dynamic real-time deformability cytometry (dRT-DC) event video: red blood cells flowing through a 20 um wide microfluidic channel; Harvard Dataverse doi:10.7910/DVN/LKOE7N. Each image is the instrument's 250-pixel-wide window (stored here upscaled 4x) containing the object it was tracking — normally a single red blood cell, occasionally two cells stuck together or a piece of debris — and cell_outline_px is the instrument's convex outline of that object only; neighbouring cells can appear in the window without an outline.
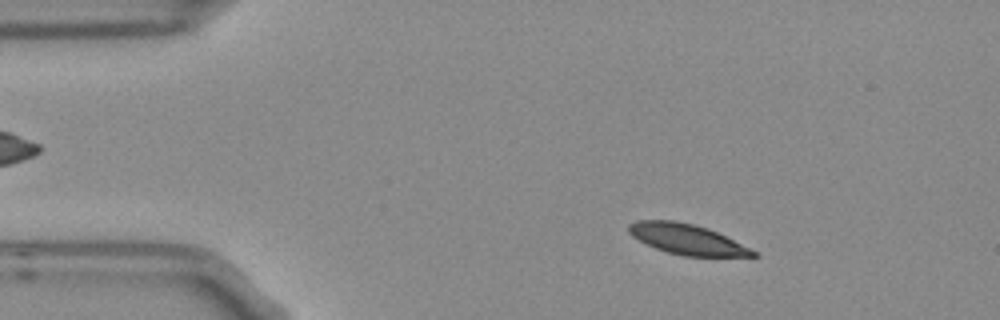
{"species": "Egyptian fruit bat (a non-hibernating species)", "species_latin": "Rousettus aegyptiacus", "temperature_condition": "room temperature", "stored_images_in_passage": 4, "camera_frame_rate_fps": 3000, "um_per_image_px": 0.085, "frame": {"image": 1, "passage_image": 2, "time_ms": 0.333, "image_size_px": [1000, 320], "cell_outline_px": [[760, 256], [684, 256], [668, 252], [656, 248], [632, 236], [628, 232], [628, 224], [636, 220], [676, 220], [708, 228], [756, 252]], "centroid_in_image_um": [58.33, 20.32], "position_along_channel_um": 26.7, "area_um2": 21.56}}
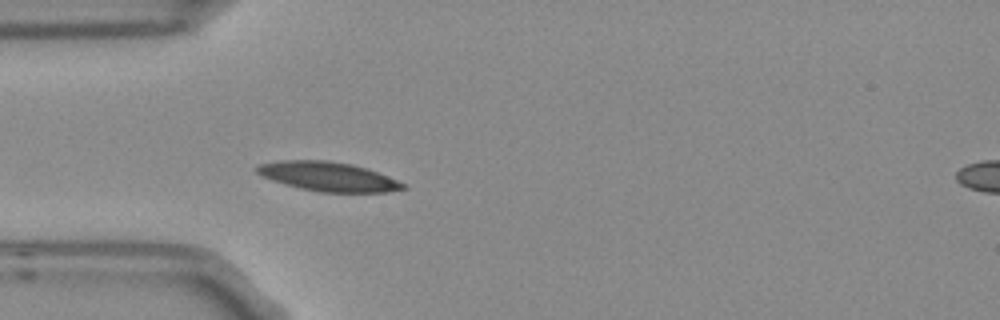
{"frame": {"image": 2, "passage_image": 4, "time_ms": 1.0, "image_size_px": [1000, 320], "cell_outline_px": [[408, 188], [388, 192], [320, 192], [300, 188], [284, 184], [260, 176], [256, 172], [256, 168], [260, 164], [280, 160], [324, 160], [352, 164], [388, 176], [404, 184]], "centroid_in_image_um": [27.86, 15.01], "position_along_channel_um": 57.1, "area_um2": 24.74}}